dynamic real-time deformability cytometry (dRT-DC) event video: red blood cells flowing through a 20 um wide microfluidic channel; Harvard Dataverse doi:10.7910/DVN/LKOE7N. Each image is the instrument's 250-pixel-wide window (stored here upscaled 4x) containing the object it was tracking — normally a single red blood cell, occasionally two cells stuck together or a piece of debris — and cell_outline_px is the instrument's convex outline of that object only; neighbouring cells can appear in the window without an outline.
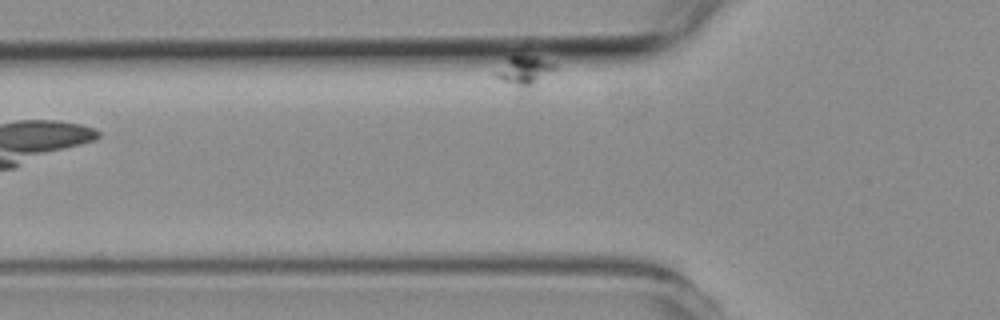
{"species": "common noctule bat (a hibernating species)", "species_latin": "Nyctalus noctula", "temperature_condition": "room temperature", "stored_images_in_passage": 8, "camera_frame_rate_fps": 3000, "um_per_image_px": 0.085, "animal": {"sex": "female", "body_mass_g": 19.3, "forearm_length_mm": 54.1}, "frame": {"image": 1, "passage_image": 5, "time_ms": 5.667, "image_size_px": [1000, 320], "cell_outline_px": [[556, 68], [528, 92], [520, 92], [500, 80], [492, 72], [508, 56], [536, 56], [556, 64]], "centroid_in_image_um": [44.51, 6.1], "position_along_channel_um": 81.3, "area_um2": 10.92}}